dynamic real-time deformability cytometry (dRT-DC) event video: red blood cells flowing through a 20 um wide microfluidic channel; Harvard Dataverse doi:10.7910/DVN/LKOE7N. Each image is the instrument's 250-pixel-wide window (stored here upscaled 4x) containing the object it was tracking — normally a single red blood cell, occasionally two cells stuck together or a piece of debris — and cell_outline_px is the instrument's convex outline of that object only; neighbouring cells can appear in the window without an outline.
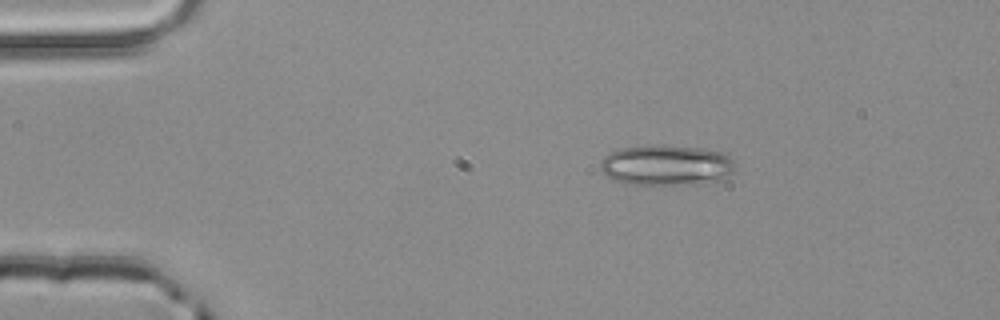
{"species": "common noctule bat (a hibernating species)", "species_latin": "Nyctalus noctula", "temperature_condition": "room temperature", "stored_images_in_passage": 2, "camera_frame_rate_fps": 3000, "um_per_image_px": 0.085, "animal": {"sex": "male", "body_mass_g": 20.4}, "frame": {"image": 1, "passage_image": 1, "time_ms": 0.0, "image_size_px": [1000, 320], "cell_outline_px": [[732, 172], [728, 176], [720, 180], [680, 184], [628, 184], [616, 180], [608, 176], [600, 168], [600, 160], [604, 156], [620, 148], [656, 144], [664, 144], [700, 148], [720, 152], [728, 156], [732, 160]], "centroid_in_image_um": [56.59, 14.02], "position_along_channel_um": 28.4, "area_um2": 31.5}}